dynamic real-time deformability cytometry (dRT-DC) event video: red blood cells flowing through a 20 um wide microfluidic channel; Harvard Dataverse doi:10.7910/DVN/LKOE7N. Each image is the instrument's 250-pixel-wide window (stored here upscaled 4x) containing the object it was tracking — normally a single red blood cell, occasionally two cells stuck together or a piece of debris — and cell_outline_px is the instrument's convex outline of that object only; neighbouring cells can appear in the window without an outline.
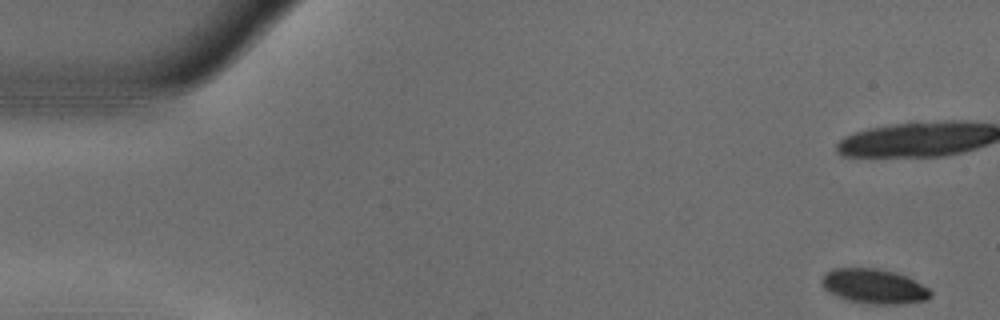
{"species": "common noctule bat (a hibernating species)", "species_latin": "Nyctalus noctula", "temperature_condition": "warm", "stored_images_in_passage": 20, "camera_frame_rate_fps": 3000, "um_per_image_px": 0.085, "animal": {"sex": "male", "body_mass_g": 18.8}, "frame": {"image": 1, "passage_image": 1, "time_ms": 0.0, "image_size_px": [1000, 320], "cell_outline_px": [[932, 296], [928, 300], [904, 304], [876, 304], [848, 300], [836, 296], [828, 292], [824, 288], [820, 280], [832, 268], [876, 268], [896, 272], [928, 288], [932, 292]], "centroid_in_image_um": [74.29, 24.34], "position_along_channel_um": 10.7, "area_um2": 21.91}}